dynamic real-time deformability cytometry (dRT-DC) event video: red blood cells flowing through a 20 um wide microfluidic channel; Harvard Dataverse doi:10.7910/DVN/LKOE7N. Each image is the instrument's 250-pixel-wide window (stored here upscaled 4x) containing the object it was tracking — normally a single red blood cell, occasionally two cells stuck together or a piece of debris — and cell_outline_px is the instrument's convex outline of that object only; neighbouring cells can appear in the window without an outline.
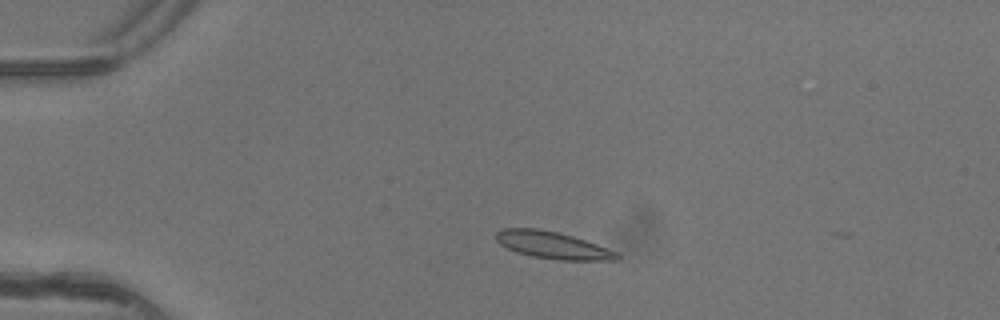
{"species": "common noctule bat (a hibernating species)", "species_latin": "Nyctalus noctula", "temperature_condition": "warm", "stored_images_in_passage": 2, "camera_frame_rate_fps": 3000, "um_per_image_px": 0.085, "animal": {"sex": "female"}, "frame": {"image": 1, "passage_image": 1, "time_ms": 0.0, "image_size_px": [1000, 320], "cell_outline_px": [[620, 260], [560, 260], [532, 256], [516, 252], [500, 244], [496, 240], [496, 232], [500, 228], [536, 228], [556, 232], [572, 236], [596, 244], [616, 252], [620, 256]], "centroid_in_image_um": [46.94, 20.84], "position_along_channel_um": 38.1, "area_um2": 18.9}}